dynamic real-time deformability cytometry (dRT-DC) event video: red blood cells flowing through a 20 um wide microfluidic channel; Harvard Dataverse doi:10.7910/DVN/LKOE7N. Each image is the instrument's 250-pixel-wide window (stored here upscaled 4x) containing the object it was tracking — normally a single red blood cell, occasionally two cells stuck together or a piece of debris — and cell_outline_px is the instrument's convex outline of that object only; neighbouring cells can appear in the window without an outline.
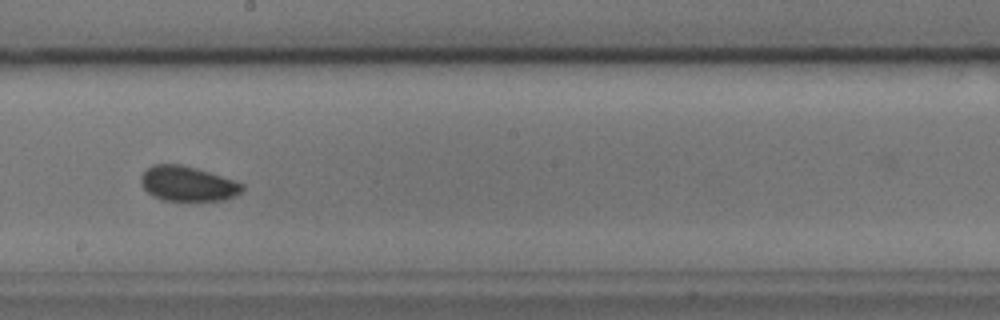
{"species": "common noctule bat (a hibernating species)", "species_latin": "Nyctalus noctula", "temperature_condition": "cold", "stored_images_in_passage": 36, "camera_frame_rate_fps": 3000, "um_per_image_px": 0.085, "animal": {"sex": "male", "body_mass_g": 17.9, "forearm_length_mm": 54.2}, "frame": {"image": 1, "passage_image": 16, "time_ms": 5.0, "image_size_px": [1000, 320], "cell_outline_px": [[244, 188], [236, 196], [224, 200], [160, 200], [152, 196], [144, 188], [140, 180], [140, 176], [152, 164], [180, 164], [196, 168], [244, 184]], "centroid_in_image_um": [15.93, 15.62], "position_along_channel_um": 232.3, "area_um2": 20.46}, "authors_computed_cell_mechanics": {"area_um2": 20.7502, "velocity_mm_per_s": 3.6435, "shape_relaxation_time_tau1_ms": 1.3181, "shape_relaxation_time_tau2_ms": 3.1867, "deformation_change_tau1": 0.0373, "deformation_change_tau2": 0.0579}}